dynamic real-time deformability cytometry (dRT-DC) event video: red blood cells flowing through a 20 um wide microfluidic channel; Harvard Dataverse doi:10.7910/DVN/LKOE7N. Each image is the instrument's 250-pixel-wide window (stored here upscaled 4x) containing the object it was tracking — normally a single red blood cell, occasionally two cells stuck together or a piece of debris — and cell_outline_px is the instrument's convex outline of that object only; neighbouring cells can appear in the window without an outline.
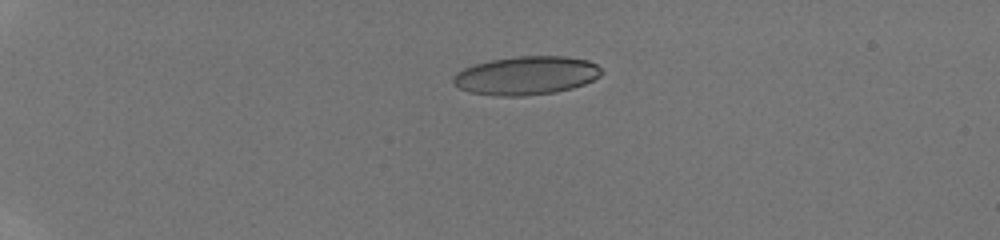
{"species": "human", "species_latin": "Homo sapiens", "temperature_condition": "room temperature", "stored_images_in_passage": 64, "camera_frame_rate_fps": 3000, "um_per_image_px": 0.085, "donor": {"sex": "male"}, "frame": {"image": 1, "passage_image": 20, "time_ms": 5.0, "image_size_px": [1000, 240], "cell_outline_px": [[604, 72], [600, 76], [584, 84], [572, 88], [556, 92], [524, 96], [500, 96], [468, 92], [452, 84], [452, 76], [456, 72], [464, 68], [476, 64], [492, 60], [520, 56], [564, 56], [588, 60], [596, 64]], "centroid_in_image_um": [44.72, 6.43], "position_along_channel_um": 40.3, "area_um2": 33.35}}
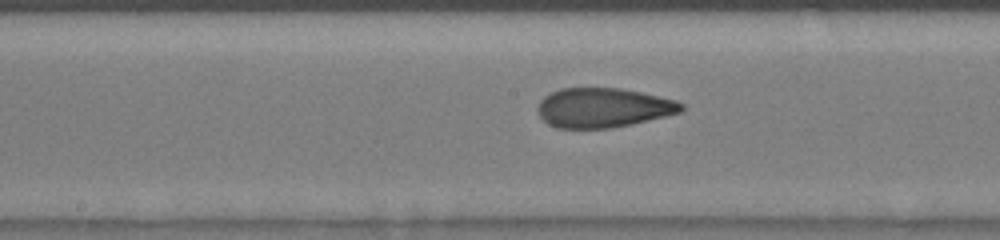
{"frame": {"image": 2, "passage_image": 42, "time_ms": 10.667, "image_size_px": [1000, 240], "cell_outline_px": [[684, 108], [680, 112], [632, 124], [612, 128], [556, 128], [548, 124], [540, 116], [536, 108], [540, 100], [544, 96], [560, 88], [620, 88], [640, 92], [676, 100], [684, 104]], "centroid_in_image_um": [51.24, 9.16], "position_along_channel_um": 197.0, "area_um2": 33.06}}
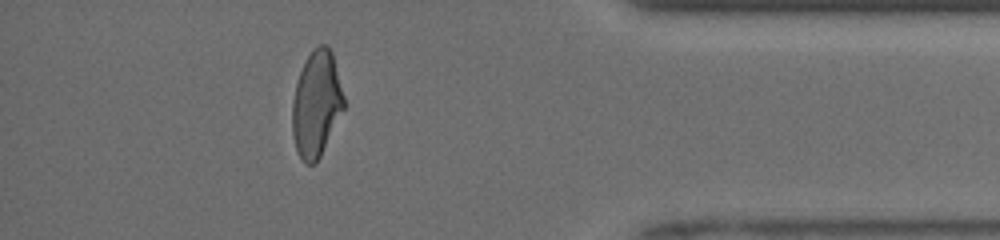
{"frame": {"image": 3, "passage_image": 62, "time_ms": 16.333, "image_size_px": [1000, 240], "cell_outline_px": [[344, 108], [316, 164], [308, 164], [300, 156], [296, 148], [292, 132], [292, 104], [296, 84], [300, 72], [312, 48], [320, 44], [324, 44], [332, 52], [344, 96]], "centroid_in_image_um": [26.89, 8.82], "position_along_channel_um": 408.3, "area_um2": 31.39}, "authors_computed_cell_mechanics": {"area_um2": 32.8882, "velocity_mm_per_s": 4.1445, "shape_relaxation_time_tau1_ms": 10.027, "shape_relaxation_time_tau2_ms": 1.0081, "deformation_change_tau1": 0.2639, "deformation_change_tau2": 0.0775}}